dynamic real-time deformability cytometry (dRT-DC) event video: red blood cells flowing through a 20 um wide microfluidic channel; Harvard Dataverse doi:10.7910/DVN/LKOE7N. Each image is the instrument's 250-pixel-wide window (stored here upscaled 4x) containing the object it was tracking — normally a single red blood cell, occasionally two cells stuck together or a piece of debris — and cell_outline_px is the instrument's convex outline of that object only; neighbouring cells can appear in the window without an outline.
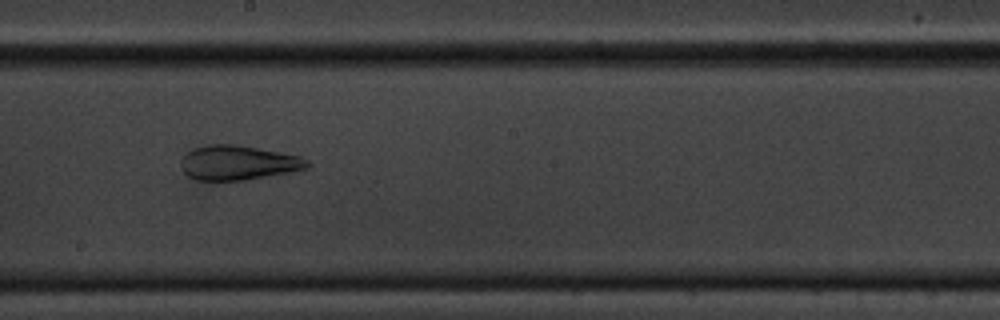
{"species": "common noctule bat (a hibernating species)", "species_latin": "Nyctalus noctula", "temperature_condition": "cold", "stored_images_in_passage": 10, "camera_frame_rate_fps": 3000, "um_per_image_px": 0.085, "animal": {"sex": "male", "body_mass_g": 20.1, "forearm_length_mm": 53.5}, "frame": {"image": 1, "passage_image": 10, "time_ms": 10.333, "image_size_px": [1000, 320], "cell_outline_px": [[312, 164], [308, 168], [292, 172], [244, 180], [196, 180], [188, 176], [184, 172], [184, 156], [192, 148], [204, 144], [236, 144], [280, 152], [300, 156], [308, 160]], "centroid_in_image_um": [20.3, 13.82], "position_along_channel_um": 227.9, "area_um2": 25.37}}